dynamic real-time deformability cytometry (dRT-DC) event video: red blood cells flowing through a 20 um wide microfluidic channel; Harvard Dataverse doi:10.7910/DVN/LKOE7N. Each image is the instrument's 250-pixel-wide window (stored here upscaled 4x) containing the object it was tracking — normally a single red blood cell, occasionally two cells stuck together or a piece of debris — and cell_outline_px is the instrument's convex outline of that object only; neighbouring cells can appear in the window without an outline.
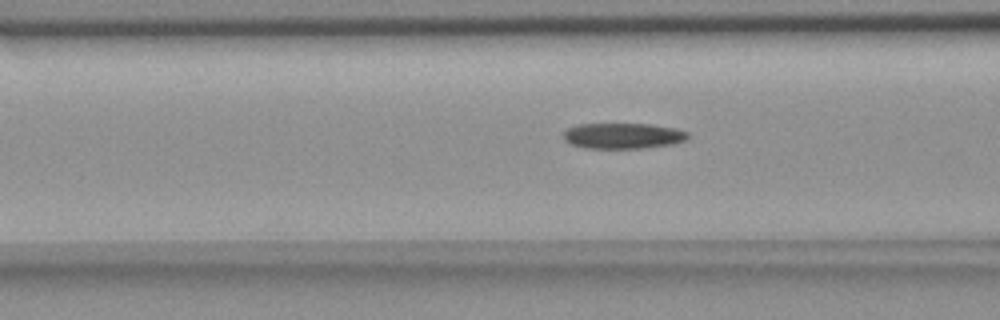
{"species": "common noctule bat (a hibernating species)", "species_latin": "Nyctalus noctula", "temperature_condition": "room temperature", "stored_images_in_passage": 32, "camera_frame_rate_fps": 3000, "um_per_image_px": 0.085, "animal": {"sex": "female", "body_mass_g": 18.4}, "frame": {"image": 1, "passage_image": 9, "time_ms": 2.667, "image_size_px": [1000, 320], "cell_outline_px": [[688, 136], [684, 140], [672, 144], [644, 148], [588, 148], [572, 144], [564, 140], [564, 132], [568, 128], [576, 124], [652, 124], [676, 128], [688, 132]], "centroid_in_image_um": [52.96, 11.54], "position_along_channel_um": 113.6, "area_um2": 18.55}}
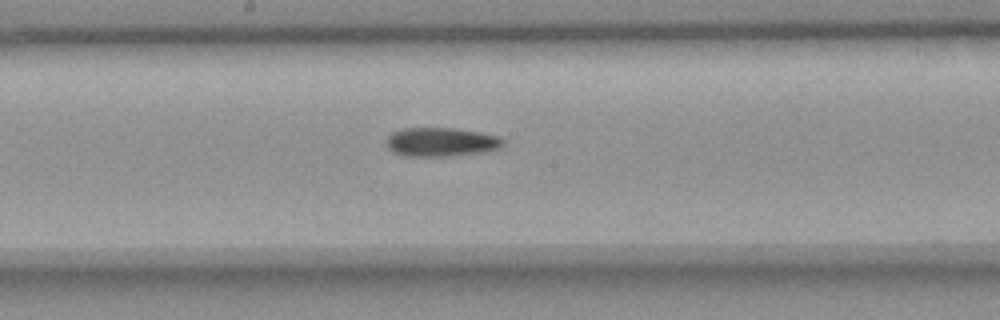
{"frame": {"image": 2, "passage_image": 17, "time_ms": 5.333, "image_size_px": [1000, 320], "cell_outline_px": [[504, 144], [500, 148], [484, 152], [448, 156], [404, 156], [392, 152], [388, 148], [388, 136], [392, 132], [400, 128], [452, 128], [480, 132], [500, 136], [504, 140]], "centroid_in_image_um": [37.51, 12.07], "position_along_channel_um": 210.7, "area_um2": 19.77}}
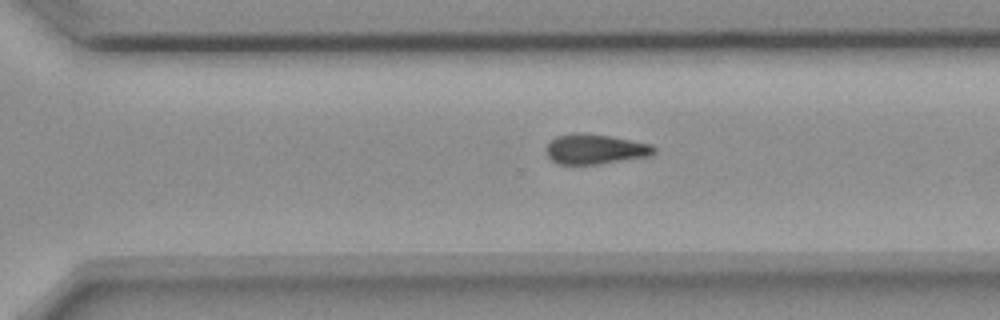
{"frame": {"image": 3, "passage_image": 26, "time_ms": 8.333, "image_size_px": [1000, 320], "cell_outline_px": [[656, 152], [652, 156], [600, 164], [556, 164], [544, 152], [548, 144], [556, 136], [580, 132], [608, 136], [652, 144], [656, 148]], "centroid_in_image_um": [50.61, 12.69], "position_along_channel_um": 320.0, "area_um2": 18.96}}